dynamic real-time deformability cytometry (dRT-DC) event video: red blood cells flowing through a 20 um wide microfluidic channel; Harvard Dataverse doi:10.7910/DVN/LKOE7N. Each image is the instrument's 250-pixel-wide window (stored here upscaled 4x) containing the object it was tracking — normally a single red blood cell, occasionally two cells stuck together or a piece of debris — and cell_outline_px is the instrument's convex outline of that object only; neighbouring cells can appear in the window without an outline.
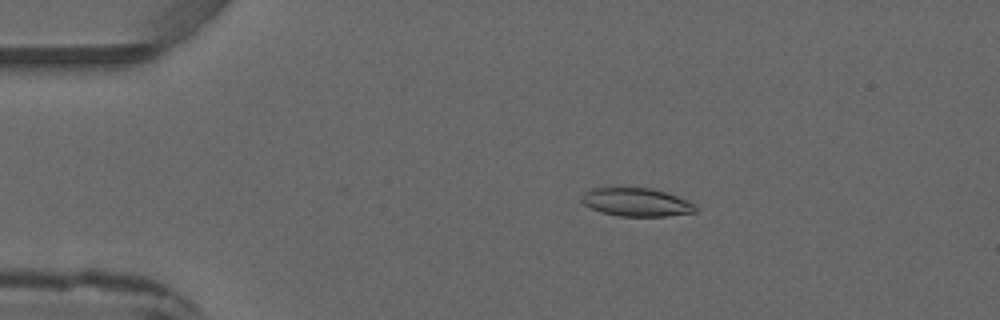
{"species": "common noctule bat (a hibernating species)", "species_latin": "Nyctalus noctula", "temperature_condition": "warm", "stored_images_in_passage": 3, "camera_frame_rate_fps": 3000, "um_per_image_px": 0.085, "animal": {"sex": "male", "forearm_length_mm": 52.5}, "frame": {"image": 1, "passage_image": 2, "time_ms": 1.0, "image_size_px": [1000, 320], "cell_outline_px": [[696, 212], [668, 216], [616, 216], [600, 212], [584, 204], [580, 200], [584, 192], [592, 188], [652, 188], [688, 200], [696, 204]], "centroid_in_image_um": [54.09, 17.19], "position_along_channel_um": 30.9, "area_um2": 18.79}}